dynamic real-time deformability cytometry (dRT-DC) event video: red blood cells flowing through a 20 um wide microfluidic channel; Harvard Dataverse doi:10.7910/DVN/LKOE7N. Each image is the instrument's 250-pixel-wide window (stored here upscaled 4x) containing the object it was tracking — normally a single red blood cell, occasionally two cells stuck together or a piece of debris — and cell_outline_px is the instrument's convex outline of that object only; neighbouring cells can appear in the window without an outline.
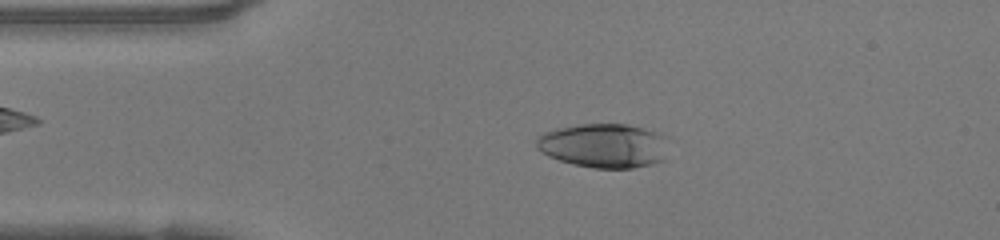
{"species": "human", "species_latin": "Homo sapiens", "temperature_condition": "warm", "stored_images_in_passage": 47, "camera_frame_rate_fps": 3000, "um_per_image_px": 0.085, "donor": {"sex": "female"}, "frame": {"image": 1, "passage_image": 9, "time_ms": 2.667, "image_size_px": [1000, 240], "cell_outline_px": [[664, 160], [652, 164], [632, 168], [592, 168], [572, 164], [548, 156], [540, 152], [536, 148], [536, 136], [544, 132], [556, 128], [576, 124], [628, 124], [660, 132], [664, 136]], "centroid_in_image_um": [51.27, 12.37], "position_along_channel_um": 33.7, "area_um2": 34.28}}
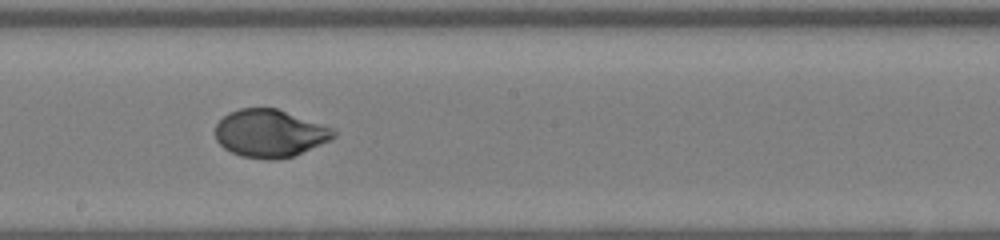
{"frame": {"image": 2, "passage_image": 25, "time_ms": 8.0, "image_size_px": [1000, 240], "cell_outline_px": [[336, 136], [332, 140], [292, 156], [268, 160], [240, 156], [224, 148], [216, 140], [216, 124], [228, 112], [240, 108], [276, 108], [332, 128], [336, 132]], "centroid_in_image_um": [22.92, 11.33], "position_along_channel_um": 225.3, "area_um2": 32.66}}
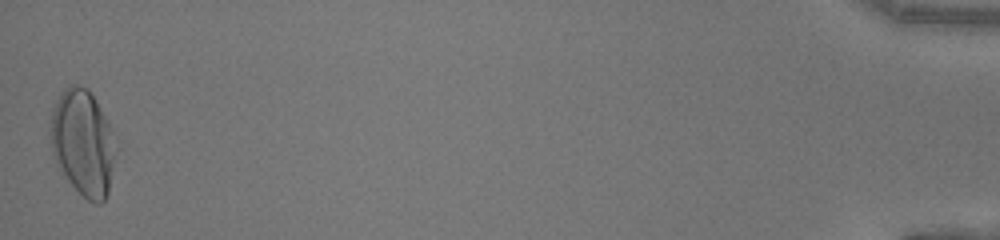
{"frame": {"image": 3, "passage_image": 47, "time_ms": 15.333, "image_size_px": [1000, 240], "cell_outline_px": [[112, 164], [108, 192], [104, 200], [100, 204], [96, 204], [88, 200], [68, 180], [52, 156], [52, 108], [56, 100], [64, 88], [72, 84], [76, 84], [88, 88], [112, 128]], "centroid_in_image_um": [7.02, 12.09], "position_along_channel_um": 428.2, "area_um2": 39.07}, "authors_computed_cell_mechanics": {"area_um2": 33.7552, "velocity_mm_per_s": 4.2, "shape_relaxation_time_tau1_ms": 4.707, "shape_relaxation_time_tau2_ms": null, "deformation_change_tau1": 0.2435, "deformation_change_tau2": null}}